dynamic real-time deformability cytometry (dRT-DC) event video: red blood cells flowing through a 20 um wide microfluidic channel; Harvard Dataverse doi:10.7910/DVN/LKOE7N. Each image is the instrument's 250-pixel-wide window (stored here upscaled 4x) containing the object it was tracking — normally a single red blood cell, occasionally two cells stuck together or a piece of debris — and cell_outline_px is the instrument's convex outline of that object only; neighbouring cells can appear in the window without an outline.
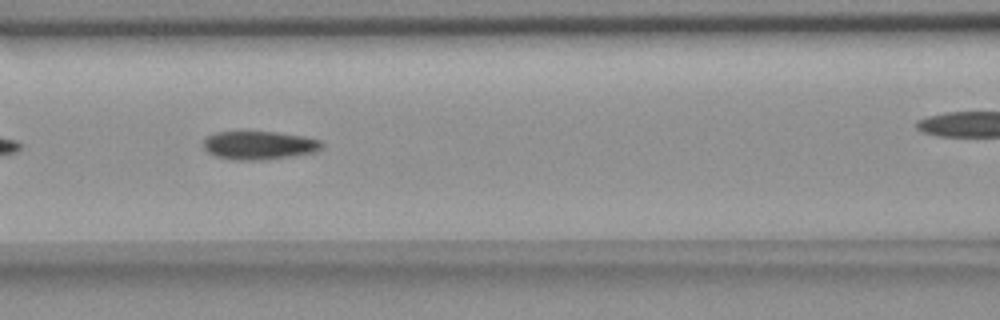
{"species": "common noctule bat (a hibernating species)", "species_latin": "Nyctalus noctula", "temperature_condition": "room temperature", "stored_images_in_passage": 13, "camera_frame_rate_fps": 3000, "um_per_image_px": 0.085, "animal": {"sex": "female", "body_mass_g": 18.4}, "frame": {"image": 1, "passage_image": 4, "time_ms": 3.667, "image_size_px": [1000, 320], "cell_outline_px": [[324, 144], [316, 152], [296, 156], [256, 160], [236, 160], [216, 156], [208, 152], [204, 148], [204, 140], [208, 136], [216, 132], [276, 132], [304, 136], [320, 140]], "centroid_in_image_um": [22.06, 12.35], "position_along_channel_um": 144.5, "area_um2": 19.54}}
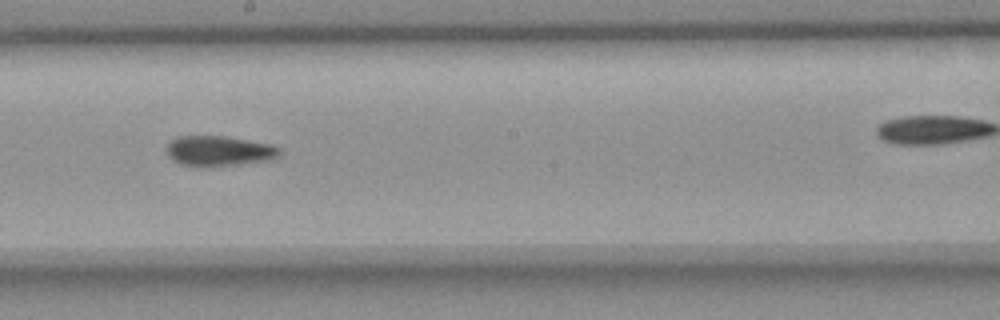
{"frame": {"image": 2, "passage_image": 6, "time_ms": 6.0, "image_size_px": [1000, 320], "cell_outline_px": [[280, 156], [276, 160], [208, 168], [196, 168], [180, 164], [172, 160], [168, 156], [168, 144], [172, 140], [180, 136], [224, 136], [272, 144], [280, 148]], "centroid_in_image_um": [18.66, 12.87], "position_along_channel_um": 229.5, "area_um2": 20.52}}
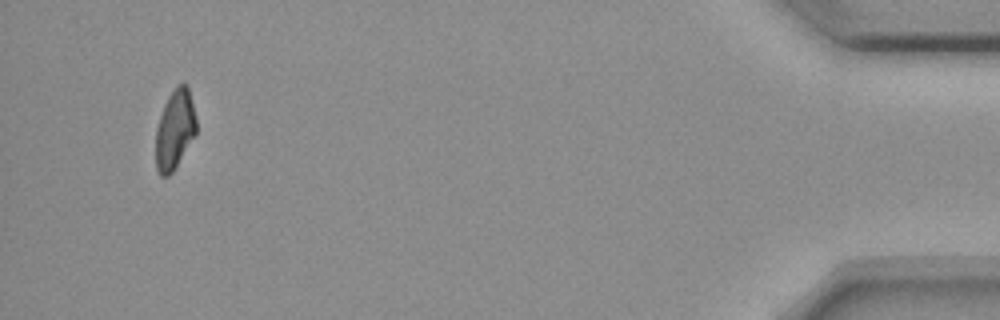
{"frame": {"image": 3, "passage_image": 13, "time_ms": 15.0, "image_size_px": [1000, 320], "cell_outline_px": [[196, 132], [172, 172], [168, 176], [160, 176], [156, 168], [156, 128], [164, 104], [168, 96], [176, 84], [188, 84], [196, 120]], "centroid_in_image_um": [14.84, 10.98], "position_along_channel_um": 420.4, "area_um2": 18.55}, "authors_computed_cell_mechanics": {"area_um2": 19.5364, "velocity_mm_per_s": 3.6568, "shape_relaxation_time_tau1_ms": null, "shape_relaxation_time_tau2_ms": 3.2756, "deformation_change_tau1": null, "deformation_change_tau2": 0.073}}